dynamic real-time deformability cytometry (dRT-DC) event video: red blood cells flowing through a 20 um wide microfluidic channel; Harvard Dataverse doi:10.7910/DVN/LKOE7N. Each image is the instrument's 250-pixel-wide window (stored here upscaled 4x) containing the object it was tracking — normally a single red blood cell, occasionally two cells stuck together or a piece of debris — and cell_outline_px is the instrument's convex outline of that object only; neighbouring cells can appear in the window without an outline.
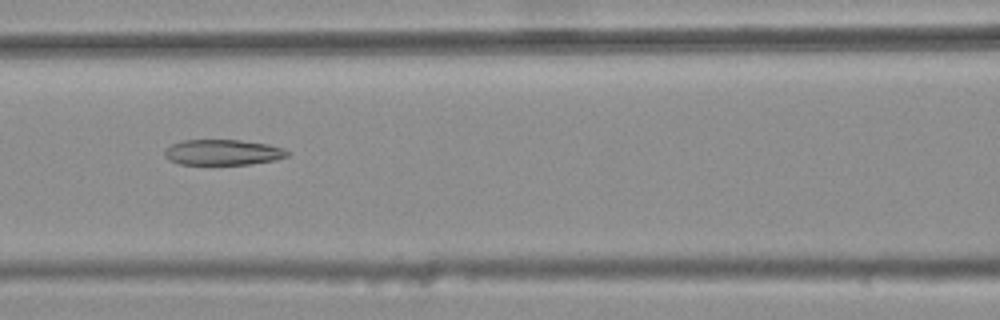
{"species": "common noctule bat (a hibernating species)", "species_latin": "Nyctalus noctula", "temperature_condition": "warm", "stored_images_in_passage": 7, "camera_frame_rate_fps": 3000, "um_per_image_px": 0.085, "animal": {"sex": "female", "body_mass_g": 25.1}, "frame": {"image": 1, "passage_image": 3, "time_ms": 0.667, "image_size_px": [1000, 320], "cell_outline_px": [[288, 156], [276, 160], [248, 164], [180, 164], [168, 160], [164, 156], [164, 152], [172, 144], [184, 140], [240, 140], [268, 144], [284, 148], [288, 152]], "centroid_in_image_um": [18.95, 12.95], "position_along_channel_um": 147.7, "area_um2": 18.21}}
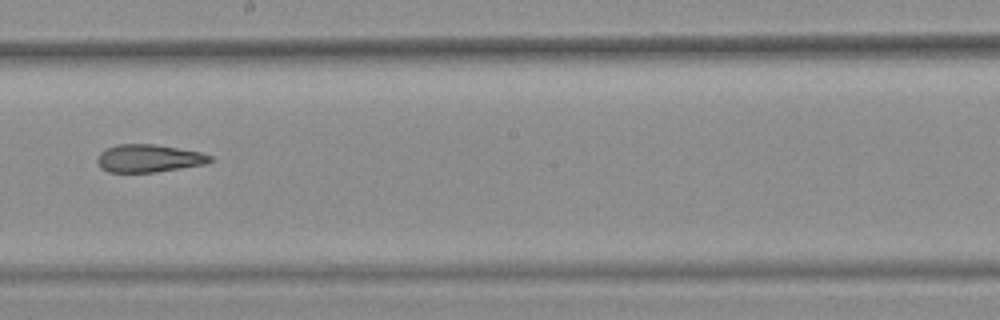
{"frame": {"image": 2, "passage_image": 5, "time_ms": 1.333, "image_size_px": [1000, 320], "cell_outline_px": [[212, 160], [204, 164], [156, 172], [108, 172], [100, 168], [96, 160], [100, 152], [116, 144], [156, 144], [200, 152], [212, 156]], "centroid_in_image_um": [12.61, 13.46], "position_along_channel_um": 235.6, "area_um2": 18.21}}
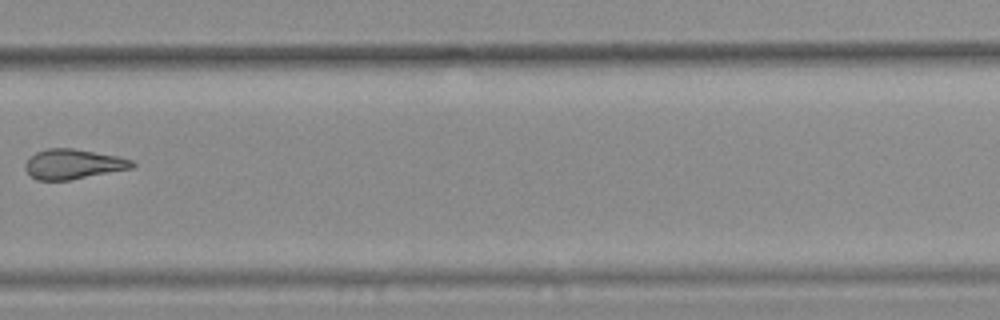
{"frame": {"image": 3, "passage_image": 7, "time_ms": 2.0, "image_size_px": [1000, 320], "cell_outline_px": [[136, 164], [132, 168], [68, 180], [36, 180], [24, 168], [24, 164], [36, 152], [48, 148], [72, 148], [120, 156], [132, 160]], "centroid_in_image_um": [6.23, 13.94], "position_along_channel_um": 323.6, "area_um2": 18.5}}